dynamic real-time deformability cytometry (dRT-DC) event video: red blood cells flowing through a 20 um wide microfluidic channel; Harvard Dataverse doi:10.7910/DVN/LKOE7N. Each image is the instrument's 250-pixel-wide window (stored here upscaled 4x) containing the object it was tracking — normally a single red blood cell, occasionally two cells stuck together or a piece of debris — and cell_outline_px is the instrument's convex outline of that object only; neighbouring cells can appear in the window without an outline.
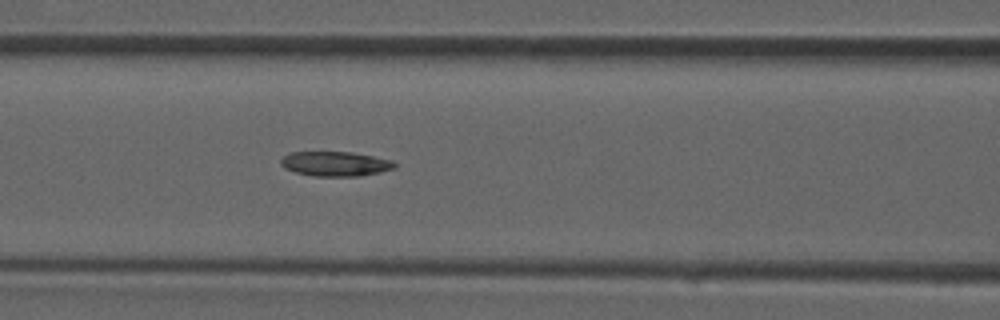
{"species": "common noctule bat (a hibernating species)", "species_latin": "Nyctalus noctula", "temperature_condition": "room temperature", "stored_images_in_passage": 16, "camera_frame_rate_fps": 3000, "um_per_image_px": 0.085, "animal": {"sex": "male", "forearm_length_mm": 52.5}, "frame": {"image": 1, "passage_image": 10, "time_ms": 3.0, "image_size_px": [1000, 320], "cell_outline_px": [[396, 168], [380, 172], [360, 176], [312, 176], [296, 172], [284, 168], [280, 164], [280, 160], [284, 156], [292, 152], [352, 152], [392, 160], [396, 164]], "centroid_in_image_um": [28.51, 13.93], "position_along_channel_um": 138.1, "area_um2": 16.36}}
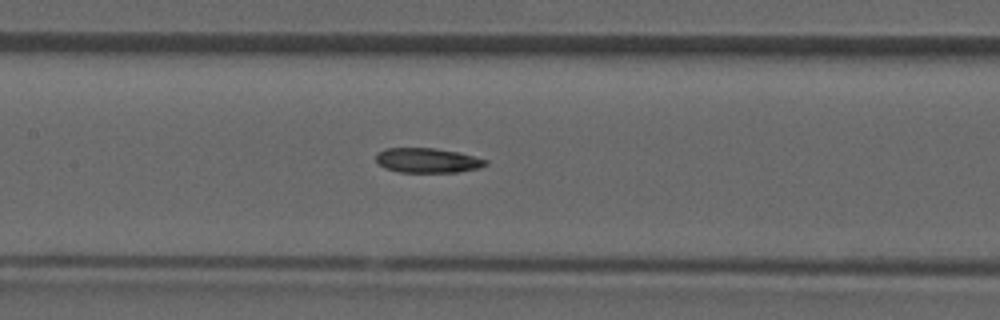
{"frame": {"image": 2, "passage_image": 12, "time_ms": 3.667, "image_size_px": [1000, 320], "cell_outline_px": [[488, 164], [480, 168], [456, 172], [400, 172], [384, 168], [376, 160], [376, 152], [384, 148], [436, 148], [460, 152], [488, 160]], "centroid_in_image_um": [36.35, 13.62], "position_along_channel_um": 171.1, "area_um2": 15.95}}
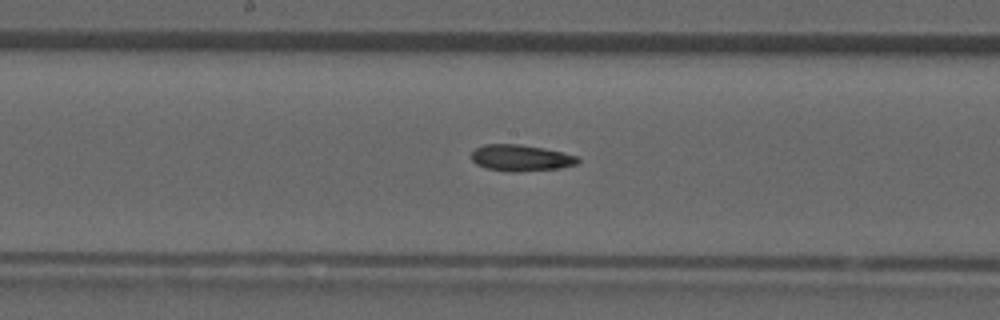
{"frame": {"image": 3, "passage_image": 14, "time_ms": 4.333, "image_size_px": [1000, 320], "cell_outline_px": [[580, 160], [576, 164], [560, 168], [516, 172], [512, 172], [488, 168], [476, 164], [472, 160], [472, 152], [476, 148], [484, 144], [520, 144], [580, 156]], "centroid_in_image_um": [44.28, 13.42], "position_along_channel_um": 203.9, "area_um2": 16.18}}